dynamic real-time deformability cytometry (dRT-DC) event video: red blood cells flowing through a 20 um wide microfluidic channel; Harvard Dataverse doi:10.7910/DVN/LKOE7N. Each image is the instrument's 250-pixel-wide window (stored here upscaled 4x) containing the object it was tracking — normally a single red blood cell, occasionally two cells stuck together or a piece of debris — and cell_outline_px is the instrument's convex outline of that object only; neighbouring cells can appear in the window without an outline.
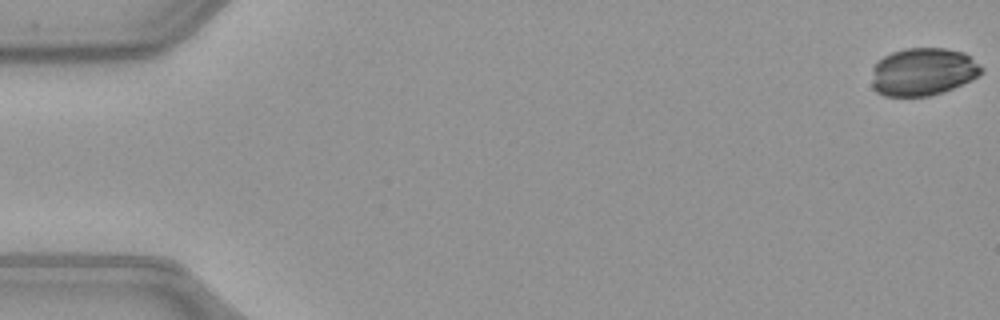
{"species": "common noctule bat (a hibernating species)", "species_latin": "Nyctalus noctula", "temperature_condition": "warm", "stored_images_in_passage": 32, "camera_frame_rate_fps": 3000, "um_per_image_px": 0.085, "animal": {"sex": "female", "body_mass_g": 21.9}, "frame": {"image": 1, "passage_image": 1, "time_ms": 0.0, "image_size_px": [1000, 320], "cell_outline_px": [[984, 72], [980, 76], [972, 80], [944, 92], [928, 96], [884, 96], [876, 92], [872, 88], [872, 68], [884, 56], [892, 52], [908, 48], [944, 48], [964, 52], [984, 68]], "centroid_in_image_um": [78.47, 6.11], "position_along_channel_um": 6.5, "area_um2": 30.81}}
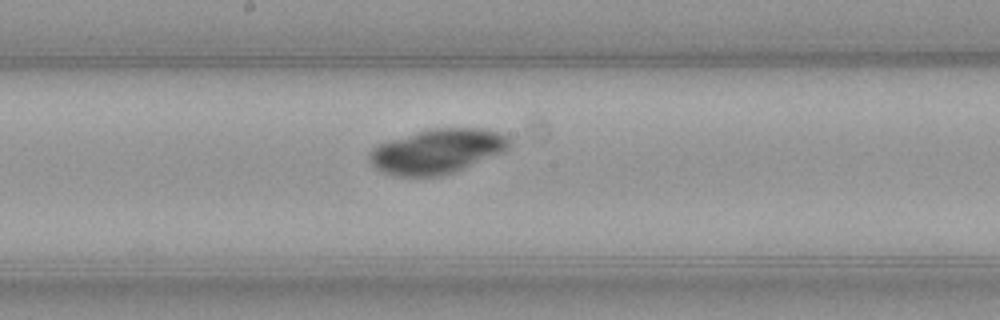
{"frame": {"image": 2, "passage_image": 28, "time_ms": 9.0, "image_size_px": [1000, 320], "cell_outline_px": [[512, 144], [508, 148], [500, 152], [456, 172], [444, 176], [396, 176], [384, 172], [376, 168], [368, 160], [368, 152], [372, 148], [388, 140], [428, 128], [484, 128], [500, 132], [508, 136], [512, 140]], "centroid_in_image_um": [37.16, 12.85], "position_along_channel_um": 211.0, "area_um2": 36.65}}
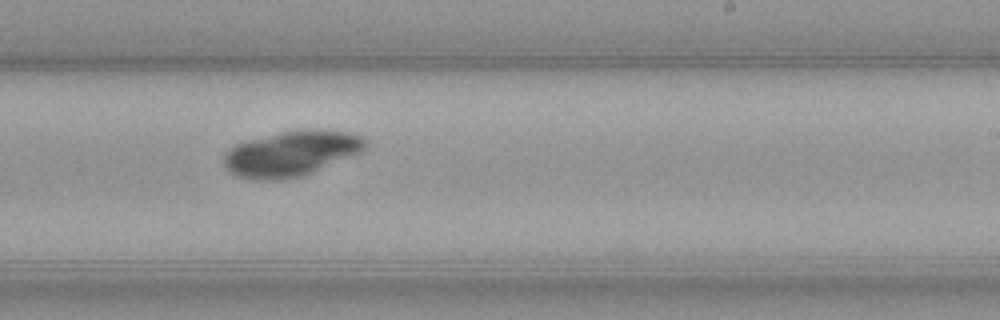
{"frame": {"image": 3, "passage_image": 32, "time_ms": 10.333, "image_size_px": [1000, 320], "cell_outline_px": [[368, 148], [360, 152], [304, 176], [284, 180], [248, 180], [236, 176], [228, 172], [224, 164], [224, 152], [228, 148], [236, 144], [248, 140], [280, 132], [304, 128], [320, 128], [352, 132], [364, 136], [368, 140]], "centroid_in_image_um": [24.78, 13.04], "position_along_channel_um": 264.2, "area_um2": 38.38}}